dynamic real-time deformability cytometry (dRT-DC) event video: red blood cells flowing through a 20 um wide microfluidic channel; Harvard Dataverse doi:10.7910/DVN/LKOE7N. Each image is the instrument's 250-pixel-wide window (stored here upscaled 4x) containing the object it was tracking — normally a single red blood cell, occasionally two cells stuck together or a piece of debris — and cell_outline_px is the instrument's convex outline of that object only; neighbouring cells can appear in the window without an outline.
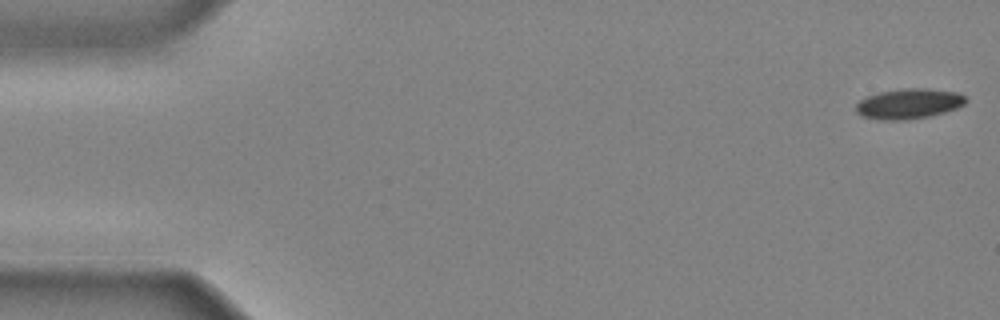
{"species": "common noctule bat (a hibernating species)", "species_latin": "Nyctalus noctula", "temperature_condition": "cold", "stored_images_in_passage": 40, "camera_frame_rate_fps": 3000, "um_per_image_px": 0.085, "animal": {"sex": "male", "body_mass_g": 20.4}, "frame": {"image": 1, "passage_image": 1, "time_ms": 0.0, "image_size_px": [1000, 320], "cell_outline_px": [[968, 100], [964, 104], [956, 108], [944, 112], [928, 116], [904, 120], [880, 120], [860, 116], [856, 112], [856, 104], [860, 100], [868, 96], [880, 92], [900, 88], [924, 88], [956, 92], [964, 96]], "centroid_in_image_um": [77.22, 8.82], "position_along_channel_um": 7.8, "area_um2": 19.31}}
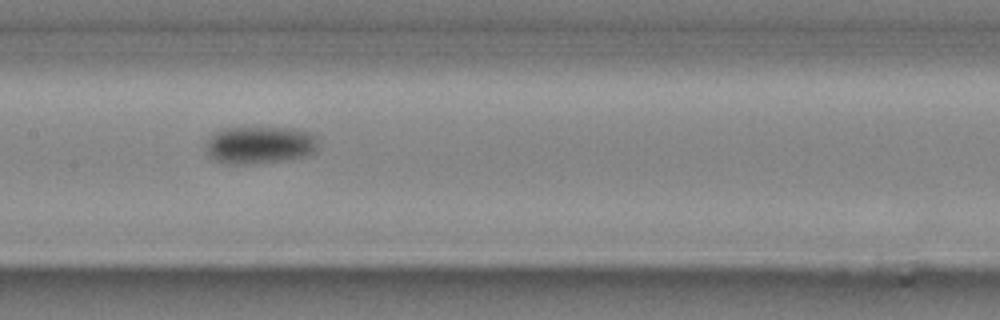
{"frame": {"image": 2, "passage_image": 22, "time_ms": 7.0, "image_size_px": [1000, 320], "cell_outline_px": [[316, 152], [308, 156], [292, 160], [248, 164], [228, 164], [212, 160], [208, 156], [204, 144], [216, 132], [224, 128], [292, 128], [312, 132], [316, 144]], "centroid_in_image_um": [22.07, 12.35], "position_along_channel_um": 185.3, "area_um2": 24.85}}
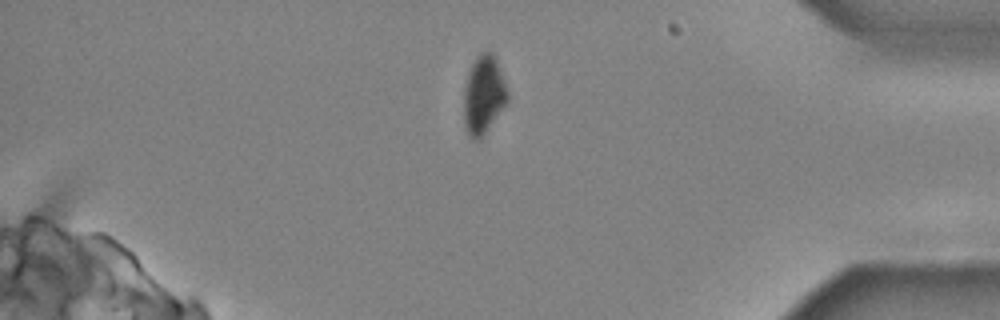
{"frame": {"image": 3, "passage_image": 38, "time_ms": 12.333, "image_size_px": [1000, 320], "cell_outline_px": [[508, 104], [480, 140], [472, 140], [464, 124], [464, 88], [468, 72], [476, 56], [480, 52], [492, 52], [496, 60], [508, 88]], "centroid_in_image_um": [41.13, 8.09], "position_along_channel_um": 394.1, "area_um2": 20.29}}